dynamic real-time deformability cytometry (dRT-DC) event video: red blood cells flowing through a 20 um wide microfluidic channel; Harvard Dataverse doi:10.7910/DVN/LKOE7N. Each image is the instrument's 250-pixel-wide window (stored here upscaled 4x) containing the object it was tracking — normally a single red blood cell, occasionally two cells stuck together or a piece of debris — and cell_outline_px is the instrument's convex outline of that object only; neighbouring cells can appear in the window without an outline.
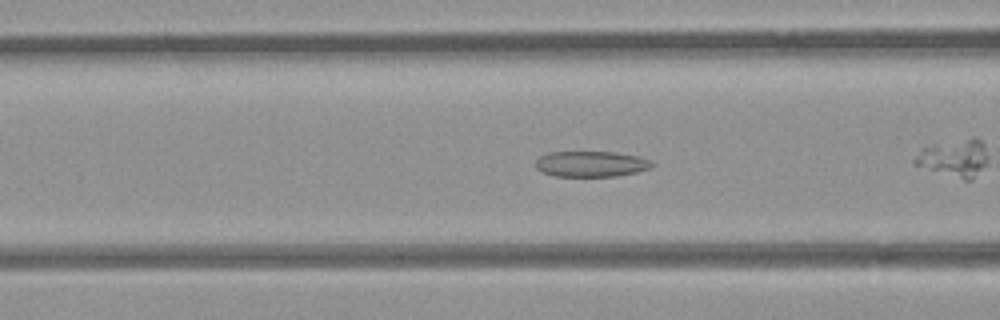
{"species": "common noctule bat (a hibernating species)", "species_latin": "Nyctalus noctula", "temperature_condition": "room temperature", "stored_images_in_passage": 32, "camera_frame_rate_fps": 3000, "um_per_image_px": 0.085, "animal": {"sex": "female", "body_mass_g": 21.9}, "frame": {"image": 1, "passage_image": 10, "time_ms": 3.0, "image_size_px": [1000, 320], "cell_outline_px": [[656, 164], [648, 168], [636, 172], [616, 176], [552, 176], [540, 172], [536, 168], [536, 160], [540, 156], [548, 152], [612, 152], [636, 156], [652, 160]], "centroid_in_image_um": [50.21, 13.94], "position_along_channel_um": 116.4, "area_um2": 17.46}}
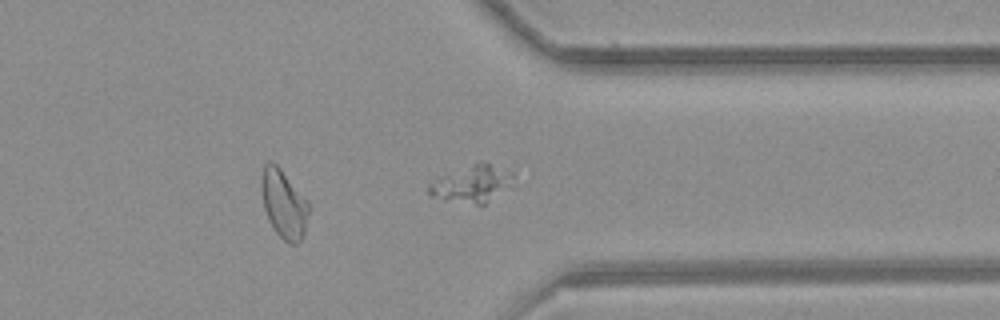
{"frame": {"image": 2, "passage_image": 32, "time_ms": 10.333, "image_size_px": [1000, 320], "cell_outline_px": [[512, 188], [484, 204], [476, 204], [432, 196], [428, 192], [428, 184], [480, 160], [512, 172]], "centroid_in_image_um": [40.22, 15.62], "position_along_channel_um": 371.2, "area_um2": 17.63}, "authors_computed_cell_mechanics": {"area_um2": 17.918, "velocity_mm_per_s": 3.9454, "shape_relaxation_time_tau1_ms": null, "shape_relaxation_time_tau2_ms": 1.9391, "deformation_change_tau1": null, "deformation_change_tau2": 0.0752}}